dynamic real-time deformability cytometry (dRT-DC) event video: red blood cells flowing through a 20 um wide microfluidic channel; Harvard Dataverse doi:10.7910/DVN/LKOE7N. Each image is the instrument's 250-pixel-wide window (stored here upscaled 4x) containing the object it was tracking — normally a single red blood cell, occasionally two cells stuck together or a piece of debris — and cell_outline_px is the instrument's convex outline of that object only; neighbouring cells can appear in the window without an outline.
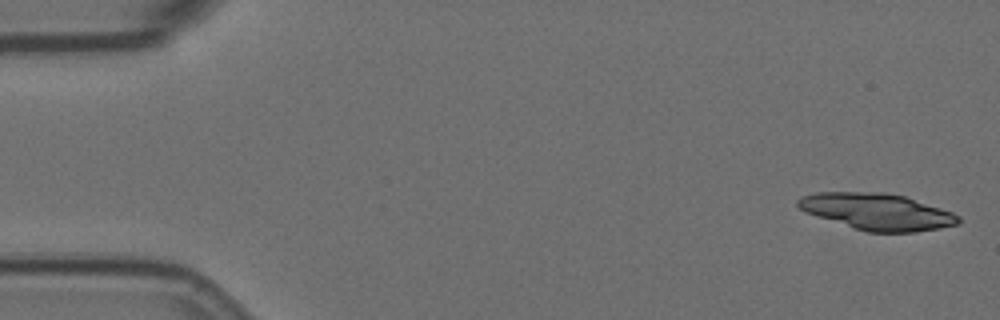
{"species": "Egyptian fruit bat (a non-hibernating species)", "species_latin": "Rousettus aegyptiacus", "temperature_condition": "room temperature", "stored_images_in_passage": 16, "camera_frame_rate_fps": 3000, "um_per_image_px": 0.085, "animal": {"sex": "female"}, "frame": {"image": 1, "passage_image": 1, "time_ms": 0.0, "image_size_px": [1000, 320], "cell_outline_px": [[960, 224], [940, 228], [916, 232], [868, 232], [816, 216], [804, 212], [796, 204], [796, 200], [800, 196], [816, 192], [880, 192], [904, 196], [952, 212], [960, 216]], "centroid_in_image_um": [74.54, 17.99], "position_along_channel_um": 10.5, "area_um2": 34.04}}